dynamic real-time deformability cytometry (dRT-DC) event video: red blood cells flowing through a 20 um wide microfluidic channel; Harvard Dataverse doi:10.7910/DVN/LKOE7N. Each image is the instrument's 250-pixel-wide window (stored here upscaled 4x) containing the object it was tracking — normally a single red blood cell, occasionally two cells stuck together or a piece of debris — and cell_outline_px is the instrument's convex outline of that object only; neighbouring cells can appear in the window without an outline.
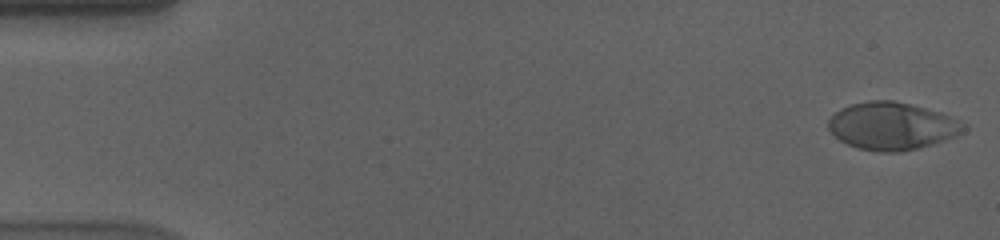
{"species": "human", "species_latin": "Homo sapiens", "temperature_condition": "cold", "stored_images_in_passage": 56, "camera_frame_rate_fps": 3000, "um_per_image_px": 0.085, "donor": {"sex": "male"}, "frame": {"image": 1, "passage_image": 1, "time_ms": 0.0, "image_size_px": [1000, 240], "cell_outline_px": [[968, 128], [964, 132], [956, 136], [932, 144], [900, 152], [880, 152], [856, 148], [840, 140], [828, 128], [828, 120], [840, 108], [852, 104], [872, 100], [892, 100], [940, 112], [964, 124]], "centroid_in_image_um": [75.81, 10.72], "position_along_channel_um": 9.2, "area_um2": 37.11}}
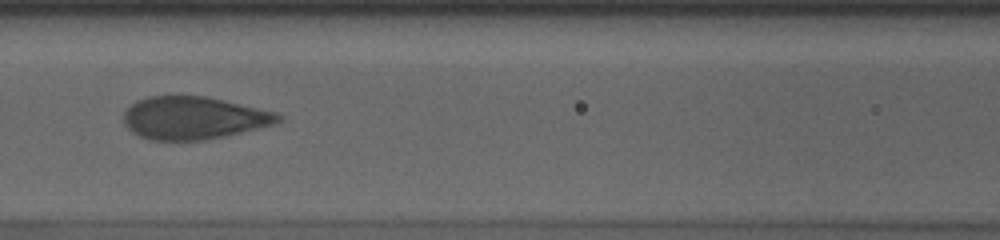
{"frame": {"image": 2, "passage_image": 25, "time_ms": 8.0, "image_size_px": [1000, 240], "cell_outline_px": [[284, 120], [272, 124], [224, 136], [204, 140], [148, 140], [132, 132], [124, 124], [124, 112], [136, 100], [148, 96], [204, 96], [276, 112], [284, 116]], "centroid_in_image_um": [16.43, 10.02], "position_along_channel_um": 150.2, "area_um2": 38.15}}
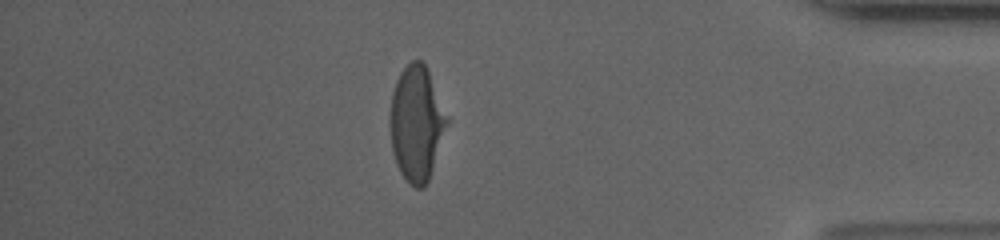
{"frame": {"image": 3, "passage_image": 49, "time_ms": 16.0, "image_size_px": [1000, 240], "cell_outline_px": [[452, 120], [428, 180], [424, 188], [416, 188], [400, 172], [396, 164], [392, 152], [388, 120], [392, 92], [396, 80], [400, 72], [412, 60], [420, 60], [424, 64]], "centroid_in_image_um": [35.43, 10.49], "position_along_channel_um": 399.8, "area_um2": 39.02}, "authors_computed_cell_mechanics": {"area_um2": 39.1595, "velocity_mm_per_s": 3.5728, "shape_relaxation_time_tau1_ms": 4.6168, "shape_relaxation_time_tau2_ms": null, "deformation_change_tau1": 0.1842, "deformation_change_tau2": null}}